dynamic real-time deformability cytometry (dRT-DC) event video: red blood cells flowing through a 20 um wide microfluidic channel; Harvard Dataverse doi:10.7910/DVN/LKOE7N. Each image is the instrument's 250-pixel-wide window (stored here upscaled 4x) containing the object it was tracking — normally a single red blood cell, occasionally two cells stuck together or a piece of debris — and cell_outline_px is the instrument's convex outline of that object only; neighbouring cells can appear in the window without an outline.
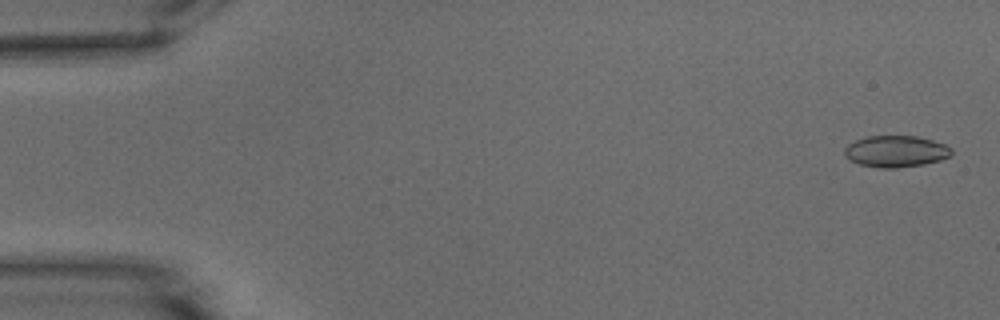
{"species": "common noctule bat (a hibernating species)", "species_latin": "Nyctalus noctula", "temperature_condition": "warm", "stored_images_in_passage": 54, "camera_frame_rate_fps": 3000, "um_per_image_px": 0.085, "animal": {"sex": "male", "body_mass_g": 15.6}, "frame": {"image": 1, "passage_image": 2, "time_ms": 0.333, "image_size_px": [1000, 320], "cell_outline_px": [[952, 152], [948, 156], [940, 160], [924, 164], [896, 168], [880, 168], [860, 164], [852, 160], [844, 152], [844, 148], [848, 144], [856, 140], [868, 136], [916, 136], [932, 140], [944, 144], [952, 148]], "centroid_in_image_um": [76.16, 12.86], "position_along_channel_um": 8.8, "area_um2": 19.42}}
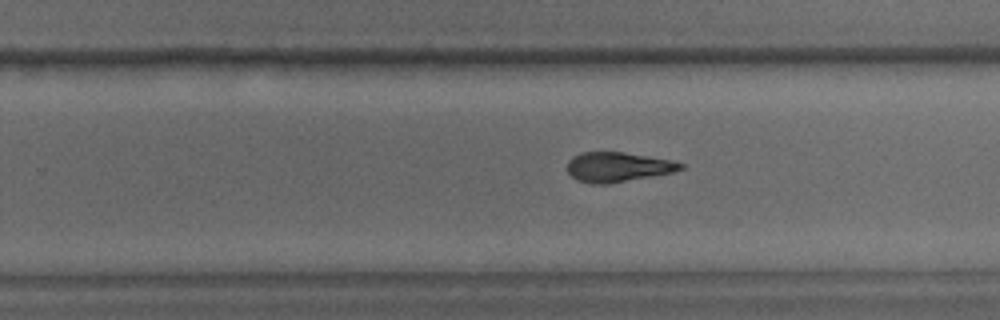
{"frame": {"image": 2, "passage_image": 34, "time_ms": 11.0, "image_size_px": [1000, 320], "cell_outline_px": [[684, 168], [676, 172], [604, 184], [592, 184], [580, 180], [572, 176], [568, 172], [568, 160], [572, 156], [580, 152], [624, 152], [672, 160], [684, 164]], "centroid_in_image_um": [52.53, 14.18], "position_along_channel_um": 277.3, "area_um2": 19.54}}
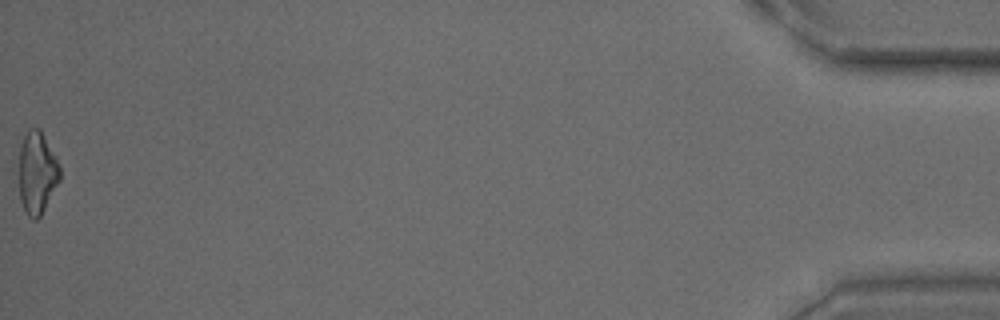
{"frame": {"image": 3, "passage_image": 54, "time_ms": 17.667, "image_size_px": [1000, 320], "cell_outline_px": [[60, 180], [40, 216], [36, 220], [32, 220], [28, 216], [20, 200], [20, 144], [28, 128], [40, 128], [56, 156], [60, 168]], "centroid_in_image_um": [3.16, 14.66], "position_along_channel_um": 432.0, "area_um2": 19.54}, "authors_computed_cell_mechanics": {"area_um2": 20.2589, "velocity_mm_per_s": 3.7989, "shape_relaxation_time_tau1_ms": 6.2057, "shape_relaxation_time_tau2_ms": 5.2734, "deformation_change_tau1": 0.2197, "deformation_change_tau2": 0.1593}}